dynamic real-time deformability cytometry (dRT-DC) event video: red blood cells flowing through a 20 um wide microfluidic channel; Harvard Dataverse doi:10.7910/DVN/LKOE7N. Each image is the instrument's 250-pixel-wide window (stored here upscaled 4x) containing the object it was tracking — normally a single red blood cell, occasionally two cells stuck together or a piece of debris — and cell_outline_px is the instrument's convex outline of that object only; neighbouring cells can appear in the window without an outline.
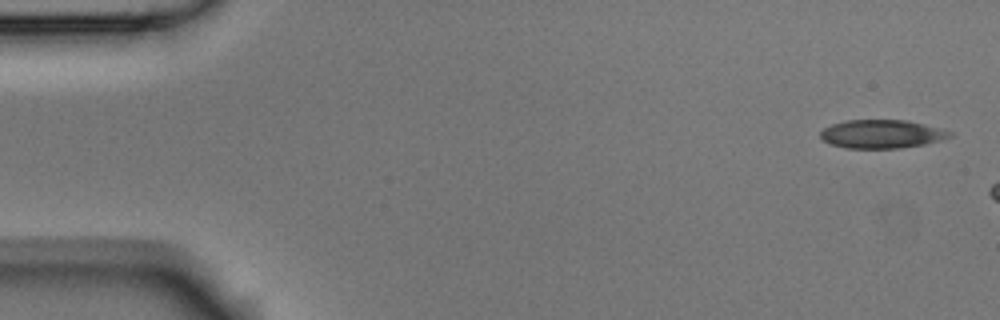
{"species": "Egyptian fruit bat (a non-hibernating species)", "species_latin": "Rousettus aegyptiacus", "temperature_condition": "room temperature", "stored_images_in_passage": 3, "camera_frame_rate_fps": 3000, "um_per_image_px": 0.085, "animal": {"sex": "male"}, "frame": {"image": 1, "passage_image": 1, "time_ms": 0.0, "image_size_px": [1000, 320], "cell_outline_px": [[952, 136], [940, 140], [924, 144], [900, 148], [848, 148], [828, 144], [820, 136], [820, 132], [824, 128], [832, 124], [848, 120], [908, 120], [940, 128], [952, 132]], "centroid_in_image_um": [74.94, 11.39], "position_along_channel_um": 10.1, "area_um2": 21.39}}